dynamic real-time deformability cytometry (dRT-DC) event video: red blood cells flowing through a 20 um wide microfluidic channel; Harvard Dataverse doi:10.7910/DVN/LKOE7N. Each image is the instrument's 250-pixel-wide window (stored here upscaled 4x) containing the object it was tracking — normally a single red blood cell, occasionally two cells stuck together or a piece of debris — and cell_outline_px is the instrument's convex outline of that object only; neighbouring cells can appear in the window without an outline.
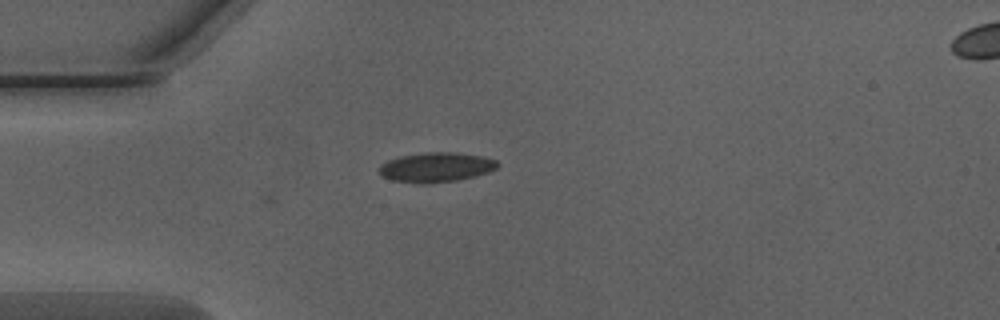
{"species": "Egyptian fruit bat (a non-hibernating species)", "species_latin": "Rousettus aegyptiacus", "temperature_condition": "warm", "stored_images_in_passage": 4, "camera_frame_rate_fps": 3000, "um_per_image_px": 0.085, "animal": {"sex": "male"}, "frame": {"image": 1, "passage_image": 1, "time_ms": 0.0, "image_size_px": [1000, 320], "cell_outline_px": [[500, 164], [496, 168], [488, 172], [476, 176], [456, 180], [428, 184], [420, 184], [392, 180], [380, 176], [380, 164], [388, 160], [400, 156], [424, 152], [456, 152], [480, 156], [496, 160]], "centroid_in_image_um": [37.05, 14.22], "position_along_channel_um": 48.0, "area_um2": 20.58}}